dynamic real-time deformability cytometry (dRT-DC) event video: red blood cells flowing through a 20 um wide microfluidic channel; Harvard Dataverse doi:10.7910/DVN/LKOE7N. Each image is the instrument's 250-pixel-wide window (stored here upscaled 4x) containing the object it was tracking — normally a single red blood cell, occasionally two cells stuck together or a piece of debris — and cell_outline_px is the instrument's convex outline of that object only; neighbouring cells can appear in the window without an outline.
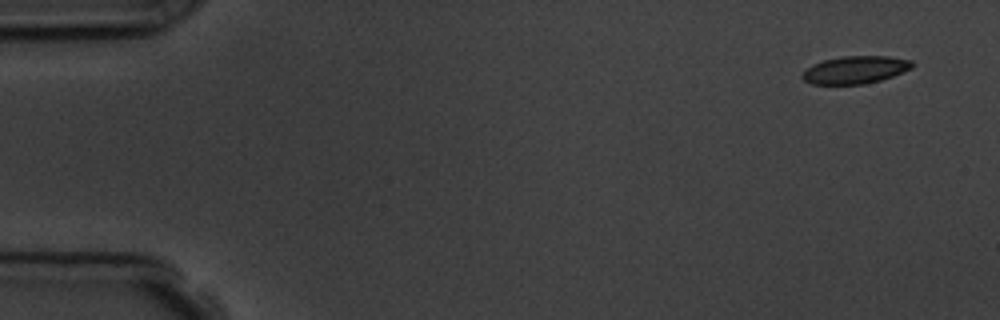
{"species": "common noctule bat (a hibernating species)", "species_latin": "Nyctalus noctula", "temperature_condition": "room temperature", "stored_images_in_passage": 4, "camera_frame_rate_fps": 3000, "um_per_image_px": 0.085, "animal": {"sex": "male", "body_mass_g": 19.5, "forearm_length_mm": 54.6}, "frame": {"image": 1, "passage_image": 1, "time_ms": 0.0, "image_size_px": [1000, 320], "cell_outline_px": [[916, 64], [912, 68], [892, 76], [880, 80], [864, 84], [812, 84], [804, 80], [800, 76], [812, 64], [824, 60], [844, 56], [888, 56], [912, 60]], "centroid_in_image_um": [72.72, 5.93], "position_along_channel_um": 12.3, "area_um2": 17.63}}